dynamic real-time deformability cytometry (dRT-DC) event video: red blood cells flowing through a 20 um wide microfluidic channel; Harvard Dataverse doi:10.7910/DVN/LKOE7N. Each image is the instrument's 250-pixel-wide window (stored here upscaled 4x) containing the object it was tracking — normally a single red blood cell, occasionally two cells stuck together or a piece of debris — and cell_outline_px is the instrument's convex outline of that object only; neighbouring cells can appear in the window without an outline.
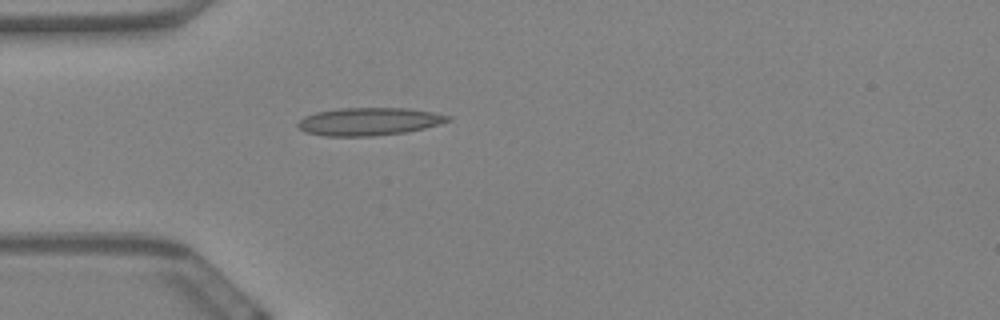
{"species": "Egyptian fruit bat (a non-hibernating species)", "species_latin": "Rousettus aegyptiacus", "temperature_condition": "warm", "stored_images_in_passage": 36, "camera_frame_rate_fps": 3000, "um_per_image_px": 0.085, "animal": {"sex": "female"}, "frame": {"image": 1, "passage_image": 2, "time_ms": 0.333, "image_size_px": [1000, 320], "cell_outline_px": [[452, 120], [424, 128], [404, 132], [372, 136], [324, 136], [304, 132], [296, 124], [304, 116], [316, 112], [340, 108], [408, 108], [432, 112], [452, 116]], "centroid_in_image_um": [31.35, 10.32], "position_along_channel_um": 53.6, "area_um2": 24.28}}
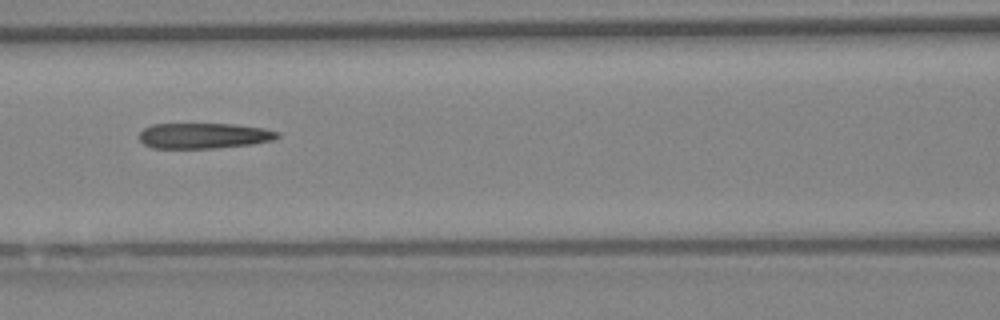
{"frame": {"image": 2, "passage_image": 11, "time_ms": 3.333, "image_size_px": [1000, 320], "cell_outline_px": [[280, 136], [272, 140], [252, 144], [216, 148], [152, 148], [144, 144], [136, 136], [144, 128], [152, 124], [232, 124], [264, 128], [280, 132]], "centroid_in_image_um": [17.3, 11.53], "position_along_channel_um": 149.3, "area_um2": 20.69}}
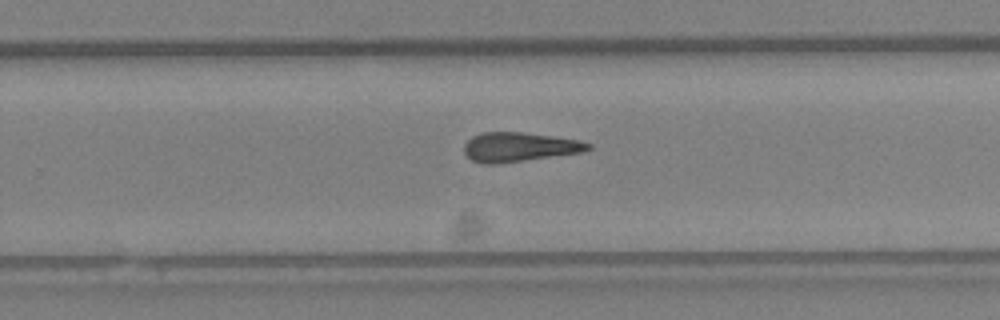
{"frame": {"image": 3, "passage_image": 23, "time_ms": 7.333, "image_size_px": [1000, 320], "cell_outline_px": [[592, 148], [584, 152], [496, 164], [484, 164], [472, 160], [464, 152], [464, 144], [472, 136], [480, 132], [524, 132], [580, 140], [592, 144]], "centroid_in_image_um": [44.15, 12.49], "position_along_channel_um": 285.7, "area_um2": 21.27}, "authors_computed_cell_mechanics": {"area_um2": 21.4727, "velocity_mm_per_s": 3.4343, "shape_relaxation_time_tau1_ms": null, "shape_relaxation_time_tau2_ms": 10.7286, "deformation_change_tau1": null, "deformation_change_tau2": 0.2485}}